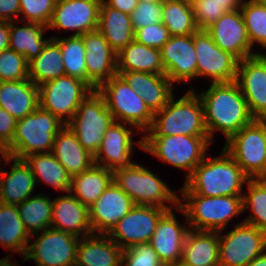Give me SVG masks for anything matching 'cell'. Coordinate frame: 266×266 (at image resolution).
Listing matches in <instances>:
<instances>
[{
  "instance_id": "1",
  "label": "cell",
  "mask_w": 266,
  "mask_h": 266,
  "mask_svg": "<svg viewBox=\"0 0 266 266\" xmlns=\"http://www.w3.org/2000/svg\"><path fill=\"white\" fill-rule=\"evenodd\" d=\"M197 95L203 105L205 125L211 142L217 131L224 134L227 142L255 119L236 81L211 83L207 91Z\"/></svg>"
},
{
  "instance_id": "2",
  "label": "cell",
  "mask_w": 266,
  "mask_h": 266,
  "mask_svg": "<svg viewBox=\"0 0 266 266\" xmlns=\"http://www.w3.org/2000/svg\"><path fill=\"white\" fill-rule=\"evenodd\" d=\"M219 156H206L179 191L208 197L243 195L250 178L224 148Z\"/></svg>"
},
{
  "instance_id": "3",
  "label": "cell",
  "mask_w": 266,
  "mask_h": 266,
  "mask_svg": "<svg viewBox=\"0 0 266 266\" xmlns=\"http://www.w3.org/2000/svg\"><path fill=\"white\" fill-rule=\"evenodd\" d=\"M181 194L176 210L184 215L189 229L221 233L233 217L243 212L242 195L208 197L192 192Z\"/></svg>"
},
{
  "instance_id": "4",
  "label": "cell",
  "mask_w": 266,
  "mask_h": 266,
  "mask_svg": "<svg viewBox=\"0 0 266 266\" xmlns=\"http://www.w3.org/2000/svg\"><path fill=\"white\" fill-rule=\"evenodd\" d=\"M174 100L173 96L162 110L154 114L147 135L208 136L203 105L194 90Z\"/></svg>"
},
{
  "instance_id": "5",
  "label": "cell",
  "mask_w": 266,
  "mask_h": 266,
  "mask_svg": "<svg viewBox=\"0 0 266 266\" xmlns=\"http://www.w3.org/2000/svg\"><path fill=\"white\" fill-rule=\"evenodd\" d=\"M136 142L143 151L177 169L187 171L185 179L204 160L206 151L212 143L209 136H166L146 135V133Z\"/></svg>"
},
{
  "instance_id": "6",
  "label": "cell",
  "mask_w": 266,
  "mask_h": 266,
  "mask_svg": "<svg viewBox=\"0 0 266 266\" xmlns=\"http://www.w3.org/2000/svg\"><path fill=\"white\" fill-rule=\"evenodd\" d=\"M66 124L52 113L38 107L19 119L12 144L3 152L17 159L52 151L54 138Z\"/></svg>"
},
{
  "instance_id": "7",
  "label": "cell",
  "mask_w": 266,
  "mask_h": 266,
  "mask_svg": "<svg viewBox=\"0 0 266 266\" xmlns=\"http://www.w3.org/2000/svg\"><path fill=\"white\" fill-rule=\"evenodd\" d=\"M113 182L122 189L135 205L155 206L173 210L179 205L176 195L165 182L149 169L134 163L131 167L113 171ZM169 202L172 205L166 204Z\"/></svg>"
},
{
  "instance_id": "8",
  "label": "cell",
  "mask_w": 266,
  "mask_h": 266,
  "mask_svg": "<svg viewBox=\"0 0 266 266\" xmlns=\"http://www.w3.org/2000/svg\"><path fill=\"white\" fill-rule=\"evenodd\" d=\"M96 90L104 98L114 121L138 128L137 133H145L150 129L154 114L119 74L102 83Z\"/></svg>"
},
{
  "instance_id": "9",
  "label": "cell",
  "mask_w": 266,
  "mask_h": 266,
  "mask_svg": "<svg viewBox=\"0 0 266 266\" xmlns=\"http://www.w3.org/2000/svg\"><path fill=\"white\" fill-rule=\"evenodd\" d=\"M250 179L266 174V119H254L223 147Z\"/></svg>"
},
{
  "instance_id": "10",
  "label": "cell",
  "mask_w": 266,
  "mask_h": 266,
  "mask_svg": "<svg viewBox=\"0 0 266 266\" xmlns=\"http://www.w3.org/2000/svg\"><path fill=\"white\" fill-rule=\"evenodd\" d=\"M113 121L112 113L106 107L104 98L94 90L81 102L67 125L76 134L82 147L95 156L104 133Z\"/></svg>"
},
{
  "instance_id": "11",
  "label": "cell",
  "mask_w": 266,
  "mask_h": 266,
  "mask_svg": "<svg viewBox=\"0 0 266 266\" xmlns=\"http://www.w3.org/2000/svg\"><path fill=\"white\" fill-rule=\"evenodd\" d=\"M39 89V107L67 124L77 112L81 102L94 91L86 82L63 75L47 81ZM66 116L65 119H62Z\"/></svg>"
},
{
  "instance_id": "12",
  "label": "cell",
  "mask_w": 266,
  "mask_h": 266,
  "mask_svg": "<svg viewBox=\"0 0 266 266\" xmlns=\"http://www.w3.org/2000/svg\"><path fill=\"white\" fill-rule=\"evenodd\" d=\"M266 250V232L244 223L225 235L219 232V266H247Z\"/></svg>"
},
{
  "instance_id": "13",
  "label": "cell",
  "mask_w": 266,
  "mask_h": 266,
  "mask_svg": "<svg viewBox=\"0 0 266 266\" xmlns=\"http://www.w3.org/2000/svg\"><path fill=\"white\" fill-rule=\"evenodd\" d=\"M31 235L34 242L28 244L24 261L31 259L37 266H75L80 238L54 228H47Z\"/></svg>"
},
{
  "instance_id": "14",
  "label": "cell",
  "mask_w": 266,
  "mask_h": 266,
  "mask_svg": "<svg viewBox=\"0 0 266 266\" xmlns=\"http://www.w3.org/2000/svg\"><path fill=\"white\" fill-rule=\"evenodd\" d=\"M168 210L135 205L107 234L123 250L137 243H149L160 218Z\"/></svg>"
},
{
  "instance_id": "15",
  "label": "cell",
  "mask_w": 266,
  "mask_h": 266,
  "mask_svg": "<svg viewBox=\"0 0 266 266\" xmlns=\"http://www.w3.org/2000/svg\"><path fill=\"white\" fill-rule=\"evenodd\" d=\"M197 78L209 76L212 83L232 82L237 78L239 60L217 46L205 30L194 33Z\"/></svg>"
},
{
  "instance_id": "16",
  "label": "cell",
  "mask_w": 266,
  "mask_h": 266,
  "mask_svg": "<svg viewBox=\"0 0 266 266\" xmlns=\"http://www.w3.org/2000/svg\"><path fill=\"white\" fill-rule=\"evenodd\" d=\"M102 0H57L48 29L76 31L81 36L98 30Z\"/></svg>"
},
{
  "instance_id": "17",
  "label": "cell",
  "mask_w": 266,
  "mask_h": 266,
  "mask_svg": "<svg viewBox=\"0 0 266 266\" xmlns=\"http://www.w3.org/2000/svg\"><path fill=\"white\" fill-rule=\"evenodd\" d=\"M235 81L251 115L255 119H266V54L258 53L240 60Z\"/></svg>"
},
{
  "instance_id": "18",
  "label": "cell",
  "mask_w": 266,
  "mask_h": 266,
  "mask_svg": "<svg viewBox=\"0 0 266 266\" xmlns=\"http://www.w3.org/2000/svg\"><path fill=\"white\" fill-rule=\"evenodd\" d=\"M205 31L222 50L231 53L239 61L254 56L240 8L226 12Z\"/></svg>"
},
{
  "instance_id": "19",
  "label": "cell",
  "mask_w": 266,
  "mask_h": 266,
  "mask_svg": "<svg viewBox=\"0 0 266 266\" xmlns=\"http://www.w3.org/2000/svg\"><path fill=\"white\" fill-rule=\"evenodd\" d=\"M165 75L174 83L197 77L194 34L171 36L160 49Z\"/></svg>"
},
{
  "instance_id": "20",
  "label": "cell",
  "mask_w": 266,
  "mask_h": 266,
  "mask_svg": "<svg viewBox=\"0 0 266 266\" xmlns=\"http://www.w3.org/2000/svg\"><path fill=\"white\" fill-rule=\"evenodd\" d=\"M85 45L87 84L96 90L102 83L117 75V52L99 30L81 35Z\"/></svg>"
},
{
  "instance_id": "21",
  "label": "cell",
  "mask_w": 266,
  "mask_h": 266,
  "mask_svg": "<svg viewBox=\"0 0 266 266\" xmlns=\"http://www.w3.org/2000/svg\"><path fill=\"white\" fill-rule=\"evenodd\" d=\"M134 206L133 200L112 181L103 194L88 207L93 234H108Z\"/></svg>"
},
{
  "instance_id": "22",
  "label": "cell",
  "mask_w": 266,
  "mask_h": 266,
  "mask_svg": "<svg viewBox=\"0 0 266 266\" xmlns=\"http://www.w3.org/2000/svg\"><path fill=\"white\" fill-rule=\"evenodd\" d=\"M133 130L126 123L113 121L104 133L101 146L94 156V164L110 171L131 167L133 145Z\"/></svg>"
},
{
  "instance_id": "23",
  "label": "cell",
  "mask_w": 266,
  "mask_h": 266,
  "mask_svg": "<svg viewBox=\"0 0 266 266\" xmlns=\"http://www.w3.org/2000/svg\"><path fill=\"white\" fill-rule=\"evenodd\" d=\"M117 73L142 97L153 114L162 110L173 97L174 84L165 74L139 71H117Z\"/></svg>"
},
{
  "instance_id": "24",
  "label": "cell",
  "mask_w": 266,
  "mask_h": 266,
  "mask_svg": "<svg viewBox=\"0 0 266 266\" xmlns=\"http://www.w3.org/2000/svg\"><path fill=\"white\" fill-rule=\"evenodd\" d=\"M1 156L4 158V164H13L9 172L0 168V202L18 206L33 193L37 185L35 176L23 159L3 153Z\"/></svg>"
},
{
  "instance_id": "25",
  "label": "cell",
  "mask_w": 266,
  "mask_h": 266,
  "mask_svg": "<svg viewBox=\"0 0 266 266\" xmlns=\"http://www.w3.org/2000/svg\"><path fill=\"white\" fill-rule=\"evenodd\" d=\"M188 226L180 225L172 210L160 218L149 244L164 266L181 261Z\"/></svg>"
},
{
  "instance_id": "26",
  "label": "cell",
  "mask_w": 266,
  "mask_h": 266,
  "mask_svg": "<svg viewBox=\"0 0 266 266\" xmlns=\"http://www.w3.org/2000/svg\"><path fill=\"white\" fill-rule=\"evenodd\" d=\"M52 199L51 228L71 233L77 237H86L91 234L88 207L77 200L72 193Z\"/></svg>"
},
{
  "instance_id": "27",
  "label": "cell",
  "mask_w": 266,
  "mask_h": 266,
  "mask_svg": "<svg viewBox=\"0 0 266 266\" xmlns=\"http://www.w3.org/2000/svg\"><path fill=\"white\" fill-rule=\"evenodd\" d=\"M122 251L107 234L80 237L75 266H120Z\"/></svg>"
},
{
  "instance_id": "28",
  "label": "cell",
  "mask_w": 266,
  "mask_h": 266,
  "mask_svg": "<svg viewBox=\"0 0 266 266\" xmlns=\"http://www.w3.org/2000/svg\"><path fill=\"white\" fill-rule=\"evenodd\" d=\"M0 107L17 120L39 107V89L30 79L0 82Z\"/></svg>"
},
{
  "instance_id": "29",
  "label": "cell",
  "mask_w": 266,
  "mask_h": 266,
  "mask_svg": "<svg viewBox=\"0 0 266 266\" xmlns=\"http://www.w3.org/2000/svg\"><path fill=\"white\" fill-rule=\"evenodd\" d=\"M51 153L64 166L71 178L94 164V156L82 147L76 134L67 124L55 136Z\"/></svg>"
},
{
  "instance_id": "30",
  "label": "cell",
  "mask_w": 266,
  "mask_h": 266,
  "mask_svg": "<svg viewBox=\"0 0 266 266\" xmlns=\"http://www.w3.org/2000/svg\"><path fill=\"white\" fill-rule=\"evenodd\" d=\"M181 261L189 266H219V232L189 229Z\"/></svg>"
},
{
  "instance_id": "31",
  "label": "cell",
  "mask_w": 266,
  "mask_h": 266,
  "mask_svg": "<svg viewBox=\"0 0 266 266\" xmlns=\"http://www.w3.org/2000/svg\"><path fill=\"white\" fill-rule=\"evenodd\" d=\"M98 30L117 53L134 40L135 31L130 14L113 9L103 1L100 7Z\"/></svg>"
},
{
  "instance_id": "32",
  "label": "cell",
  "mask_w": 266,
  "mask_h": 266,
  "mask_svg": "<svg viewBox=\"0 0 266 266\" xmlns=\"http://www.w3.org/2000/svg\"><path fill=\"white\" fill-rule=\"evenodd\" d=\"M117 71L165 74L160 49L133 40L117 53Z\"/></svg>"
},
{
  "instance_id": "33",
  "label": "cell",
  "mask_w": 266,
  "mask_h": 266,
  "mask_svg": "<svg viewBox=\"0 0 266 266\" xmlns=\"http://www.w3.org/2000/svg\"><path fill=\"white\" fill-rule=\"evenodd\" d=\"M113 181V171L93 164L89 169L72 177L70 193L83 205L90 207Z\"/></svg>"
},
{
  "instance_id": "34",
  "label": "cell",
  "mask_w": 266,
  "mask_h": 266,
  "mask_svg": "<svg viewBox=\"0 0 266 266\" xmlns=\"http://www.w3.org/2000/svg\"><path fill=\"white\" fill-rule=\"evenodd\" d=\"M30 239L18 207L0 202V244L3 248L25 257Z\"/></svg>"
},
{
  "instance_id": "35",
  "label": "cell",
  "mask_w": 266,
  "mask_h": 266,
  "mask_svg": "<svg viewBox=\"0 0 266 266\" xmlns=\"http://www.w3.org/2000/svg\"><path fill=\"white\" fill-rule=\"evenodd\" d=\"M23 160L35 176L36 184L41 181L55 190L69 192L72 178L51 152L28 155Z\"/></svg>"
},
{
  "instance_id": "36",
  "label": "cell",
  "mask_w": 266,
  "mask_h": 266,
  "mask_svg": "<svg viewBox=\"0 0 266 266\" xmlns=\"http://www.w3.org/2000/svg\"><path fill=\"white\" fill-rule=\"evenodd\" d=\"M28 66L29 79L36 86L66 75L60 44L53 38H49L41 53Z\"/></svg>"
},
{
  "instance_id": "37",
  "label": "cell",
  "mask_w": 266,
  "mask_h": 266,
  "mask_svg": "<svg viewBox=\"0 0 266 266\" xmlns=\"http://www.w3.org/2000/svg\"><path fill=\"white\" fill-rule=\"evenodd\" d=\"M10 21L9 49L25 56L29 63L42 51L49 39L44 40L43 35L47 26L36 22H25L24 26L16 27Z\"/></svg>"
},
{
  "instance_id": "38",
  "label": "cell",
  "mask_w": 266,
  "mask_h": 266,
  "mask_svg": "<svg viewBox=\"0 0 266 266\" xmlns=\"http://www.w3.org/2000/svg\"><path fill=\"white\" fill-rule=\"evenodd\" d=\"M17 207L20 218L30 235L51 228L53 204L49 196L33 195Z\"/></svg>"
},
{
  "instance_id": "39",
  "label": "cell",
  "mask_w": 266,
  "mask_h": 266,
  "mask_svg": "<svg viewBox=\"0 0 266 266\" xmlns=\"http://www.w3.org/2000/svg\"><path fill=\"white\" fill-rule=\"evenodd\" d=\"M162 23L171 36L191 35L199 30L192 4L182 0H164Z\"/></svg>"
},
{
  "instance_id": "40",
  "label": "cell",
  "mask_w": 266,
  "mask_h": 266,
  "mask_svg": "<svg viewBox=\"0 0 266 266\" xmlns=\"http://www.w3.org/2000/svg\"><path fill=\"white\" fill-rule=\"evenodd\" d=\"M59 44L62 51V62L68 76L78 78L87 83L85 45L82 36L68 38L51 37Z\"/></svg>"
},
{
  "instance_id": "41",
  "label": "cell",
  "mask_w": 266,
  "mask_h": 266,
  "mask_svg": "<svg viewBox=\"0 0 266 266\" xmlns=\"http://www.w3.org/2000/svg\"><path fill=\"white\" fill-rule=\"evenodd\" d=\"M247 190L242 195L243 212L250 207L252 214L243 222L266 232V182L262 178L249 179Z\"/></svg>"
},
{
  "instance_id": "42",
  "label": "cell",
  "mask_w": 266,
  "mask_h": 266,
  "mask_svg": "<svg viewBox=\"0 0 266 266\" xmlns=\"http://www.w3.org/2000/svg\"><path fill=\"white\" fill-rule=\"evenodd\" d=\"M240 11L251 47L255 42L266 48V6L261 0L242 1Z\"/></svg>"
},
{
  "instance_id": "43",
  "label": "cell",
  "mask_w": 266,
  "mask_h": 266,
  "mask_svg": "<svg viewBox=\"0 0 266 266\" xmlns=\"http://www.w3.org/2000/svg\"><path fill=\"white\" fill-rule=\"evenodd\" d=\"M25 56L11 49L0 52V82L29 79V66Z\"/></svg>"
},
{
  "instance_id": "44",
  "label": "cell",
  "mask_w": 266,
  "mask_h": 266,
  "mask_svg": "<svg viewBox=\"0 0 266 266\" xmlns=\"http://www.w3.org/2000/svg\"><path fill=\"white\" fill-rule=\"evenodd\" d=\"M120 266H164L149 243H137L123 249Z\"/></svg>"
},
{
  "instance_id": "45",
  "label": "cell",
  "mask_w": 266,
  "mask_h": 266,
  "mask_svg": "<svg viewBox=\"0 0 266 266\" xmlns=\"http://www.w3.org/2000/svg\"><path fill=\"white\" fill-rule=\"evenodd\" d=\"M57 0H20V14L26 22L49 25Z\"/></svg>"
},
{
  "instance_id": "46",
  "label": "cell",
  "mask_w": 266,
  "mask_h": 266,
  "mask_svg": "<svg viewBox=\"0 0 266 266\" xmlns=\"http://www.w3.org/2000/svg\"><path fill=\"white\" fill-rule=\"evenodd\" d=\"M192 9L199 30H205L226 13L214 0H195Z\"/></svg>"
},
{
  "instance_id": "47",
  "label": "cell",
  "mask_w": 266,
  "mask_h": 266,
  "mask_svg": "<svg viewBox=\"0 0 266 266\" xmlns=\"http://www.w3.org/2000/svg\"><path fill=\"white\" fill-rule=\"evenodd\" d=\"M164 1L138 3L130 14L134 31L151 24L162 22Z\"/></svg>"
},
{
  "instance_id": "48",
  "label": "cell",
  "mask_w": 266,
  "mask_h": 266,
  "mask_svg": "<svg viewBox=\"0 0 266 266\" xmlns=\"http://www.w3.org/2000/svg\"><path fill=\"white\" fill-rule=\"evenodd\" d=\"M169 30L162 22L147 25L134 32V40L145 46L161 49L170 39Z\"/></svg>"
},
{
  "instance_id": "49",
  "label": "cell",
  "mask_w": 266,
  "mask_h": 266,
  "mask_svg": "<svg viewBox=\"0 0 266 266\" xmlns=\"http://www.w3.org/2000/svg\"><path fill=\"white\" fill-rule=\"evenodd\" d=\"M17 121L9 112L0 107V154L12 144Z\"/></svg>"
},
{
  "instance_id": "50",
  "label": "cell",
  "mask_w": 266,
  "mask_h": 266,
  "mask_svg": "<svg viewBox=\"0 0 266 266\" xmlns=\"http://www.w3.org/2000/svg\"><path fill=\"white\" fill-rule=\"evenodd\" d=\"M20 14V0H0V21H15Z\"/></svg>"
},
{
  "instance_id": "51",
  "label": "cell",
  "mask_w": 266,
  "mask_h": 266,
  "mask_svg": "<svg viewBox=\"0 0 266 266\" xmlns=\"http://www.w3.org/2000/svg\"><path fill=\"white\" fill-rule=\"evenodd\" d=\"M107 6L131 14L138 5V0H102Z\"/></svg>"
},
{
  "instance_id": "52",
  "label": "cell",
  "mask_w": 266,
  "mask_h": 266,
  "mask_svg": "<svg viewBox=\"0 0 266 266\" xmlns=\"http://www.w3.org/2000/svg\"><path fill=\"white\" fill-rule=\"evenodd\" d=\"M10 22L0 21V52L9 49Z\"/></svg>"
},
{
  "instance_id": "53",
  "label": "cell",
  "mask_w": 266,
  "mask_h": 266,
  "mask_svg": "<svg viewBox=\"0 0 266 266\" xmlns=\"http://www.w3.org/2000/svg\"><path fill=\"white\" fill-rule=\"evenodd\" d=\"M220 4L226 12L237 10L240 8L243 0H214Z\"/></svg>"
},
{
  "instance_id": "54",
  "label": "cell",
  "mask_w": 266,
  "mask_h": 266,
  "mask_svg": "<svg viewBox=\"0 0 266 266\" xmlns=\"http://www.w3.org/2000/svg\"><path fill=\"white\" fill-rule=\"evenodd\" d=\"M247 266H266V251L253 259Z\"/></svg>"
},
{
  "instance_id": "55",
  "label": "cell",
  "mask_w": 266,
  "mask_h": 266,
  "mask_svg": "<svg viewBox=\"0 0 266 266\" xmlns=\"http://www.w3.org/2000/svg\"><path fill=\"white\" fill-rule=\"evenodd\" d=\"M11 256L8 255L5 258H1L0 259V266H17V265H13L12 261L10 260Z\"/></svg>"
},
{
  "instance_id": "56",
  "label": "cell",
  "mask_w": 266,
  "mask_h": 266,
  "mask_svg": "<svg viewBox=\"0 0 266 266\" xmlns=\"http://www.w3.org/2000/svg\"><path fill=\"white\" fill-rule=\"evenodd\" d=\"M166 266H189V265L183 263L182 261H178V262H174L169 265H166Z\"/></svg>"
},
{
  "instance_id": "57",
  "label": "cell",
  "mask_w": 266,
  "mask_h": 266,
  "mask_svg": "<svg viewBox=\"0 0 266 266\" xmlns=\"http://www.w3.org/2000/svg\"><path fill=\"white\" fill-rule=\"evenodd\" d=\"M164 0H138V3L146 2V3H153V2H161Z\"/></svg>"
},
{
  "instance_id": "58",
  "label": "cell",
  "mask_w": 266,
  "mask_h": 266,
  "mask_svg": "<svg viewBox=\"0 0 266 266\" xmlns=\"http://www.w3.org/2000/svg\"><path fill=\"white\" fill-rule=\"evenodd\" d=\"M182 1H185V2H188V3H193L195 0H182Z\"/></svg>"
},
{
  "instance_id": "59",
  "label": "cell",
  "mask_w": 266,
  "mask_h": 266,
  "mask_svg": "<svg viewBox=\"0 0 266 266\" xmlns=\"http://www.w3.org/2000/svg\"><path fill=\"white\" fill-rule=\"evenodd\" d=\"M261 2L266 6V0H261Z\"/></svg>"
},
{
  "instance_id": "60",
  "label": "cell",
  "mask_w": 266,
  "mask_h": 266,
  "mask_svg": "<svg viewBox=\"0 0 266 266\" xmlns=\"http://www.w3.org/2000/svg\"><path fill=\"white\" fill-rule=\"evenodd\" d=\"M262 179L266 182V174H265V176Z\"/></svg>"
}]
</instances>
